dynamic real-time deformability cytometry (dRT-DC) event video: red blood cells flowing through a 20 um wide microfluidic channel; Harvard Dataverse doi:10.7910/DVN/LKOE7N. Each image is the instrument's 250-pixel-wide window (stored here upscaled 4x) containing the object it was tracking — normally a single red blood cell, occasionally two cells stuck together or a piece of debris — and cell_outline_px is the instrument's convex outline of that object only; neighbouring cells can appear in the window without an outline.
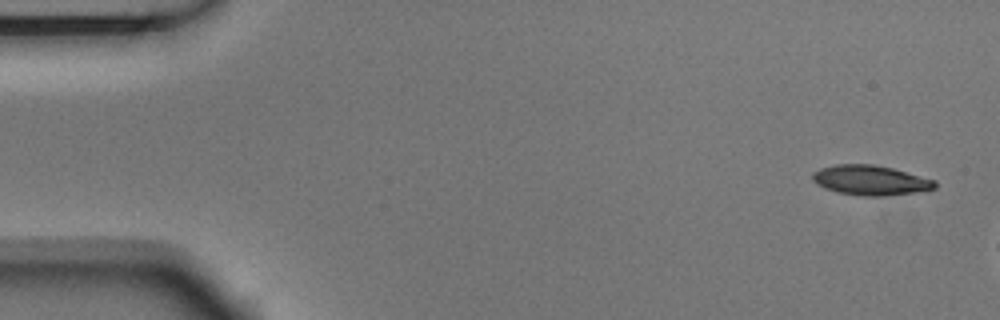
{"species": "Egyptian fruit bat (a non-hibernating species)", "species_latin": "Rousettus aegyptiacus", "temperature_condition": "room temperature", "stored_images_in_passage": 3, "segment_of_instrument_passage": [1, 2], "camera_frame_rate_fps": 3000, "um_per_image_px": 0.085, "animal": {"sex": "male"}, "frame": {"image": 1, "passage_image": 1, "time_ms": 0.0, "image_size_px": [1000, 320], "cell_outline_px": [[936, 188], [912, 192], [884, 196], [864, 196], [836, 192], [824, 188], [816, 184], [812, 180], [812, 172], [820, 168], [836, 164], [872, 164], [892, 168], [936, 180]], "centroid_in_image_um": [73.94, 15.31], "position_along_channel_um": 11.1, "area_um2": 21.27}}